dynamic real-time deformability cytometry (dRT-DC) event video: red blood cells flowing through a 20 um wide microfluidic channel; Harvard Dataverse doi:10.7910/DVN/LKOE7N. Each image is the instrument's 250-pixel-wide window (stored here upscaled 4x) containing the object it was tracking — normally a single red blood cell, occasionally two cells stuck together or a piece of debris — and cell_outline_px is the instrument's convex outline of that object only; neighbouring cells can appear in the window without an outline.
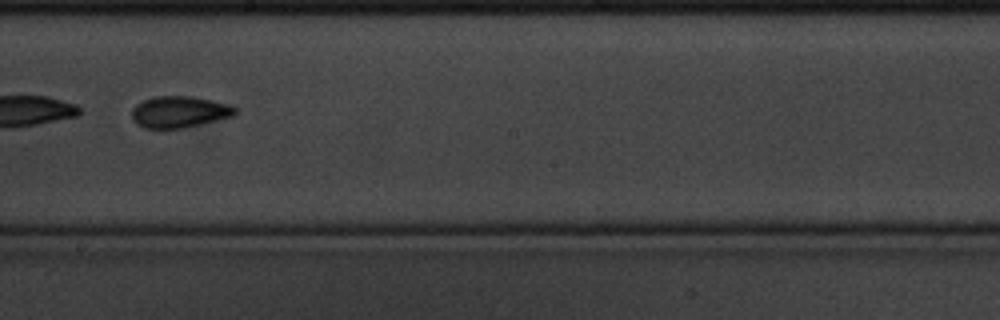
{"species": "common noctule bat (a hibernating species)", "species_latin": "Nyctalus noctula", "temperature_condition": "cold", "stored_images_in_passage": 9, "camera_frame_rate_fps": 3000, "um_per_image_px": 0.085, "animal": {"sex": "male", "body_mass_g": 20.1, "forearm_length_mm": 53.5}, "frame": {"image": 1, "passage_image": 7, "time_ms": 2.0, "image_size_px": [1000, 320], "cell_outline_px": [[236, 112], [232, 116], [184, 128], [144, 128], [136, 124], [132, 120], [132, 108], [136, 104], [144, 100], [156, 96], [192, 96], [228, 104], [236, 108]], "centroid_in_image_um": [15.2, 9.51], "position_along_channel_um": 233.0, "area_um2": 18.84}}